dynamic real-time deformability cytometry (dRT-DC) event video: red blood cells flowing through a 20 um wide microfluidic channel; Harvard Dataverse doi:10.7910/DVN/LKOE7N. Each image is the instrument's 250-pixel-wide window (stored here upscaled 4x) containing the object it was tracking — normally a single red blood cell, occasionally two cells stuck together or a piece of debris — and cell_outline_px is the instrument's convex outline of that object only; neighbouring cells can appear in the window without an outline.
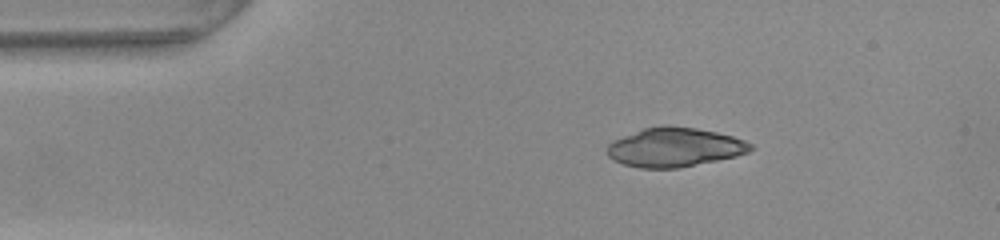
{"species": "common noctule bat (a hibernating species)", "species_latin": "Nyctalus noctula", "temperature_condition": "warm", "stored_images_in_passage": 45, "camera_frame_rate_fps": 3000, "um_per_image_px": 0.085, "animal": {"sex": "female", "body_mass_g": 22.0, "forearm_length_mm": 56.7}, "frame": {"image": 1, "passage_image": 1, "time_ms": 0.0, "image_size_px": [1000, 240], "cell_outline_px": [[752, 148], [748, 152], [736, 156], [676, 168], [640, 168], [624, 164], [612, 160], [608, 156], [608, 144], [612, 140], [644, 128], [664, 124], [696, 128], [716, 132], [732, 136], [744, 140], [752, 144]], "centroid_in_image_um": [57.31, 12.51], "position_along_channel_um": 27.7, "area_um2": 32.54}}